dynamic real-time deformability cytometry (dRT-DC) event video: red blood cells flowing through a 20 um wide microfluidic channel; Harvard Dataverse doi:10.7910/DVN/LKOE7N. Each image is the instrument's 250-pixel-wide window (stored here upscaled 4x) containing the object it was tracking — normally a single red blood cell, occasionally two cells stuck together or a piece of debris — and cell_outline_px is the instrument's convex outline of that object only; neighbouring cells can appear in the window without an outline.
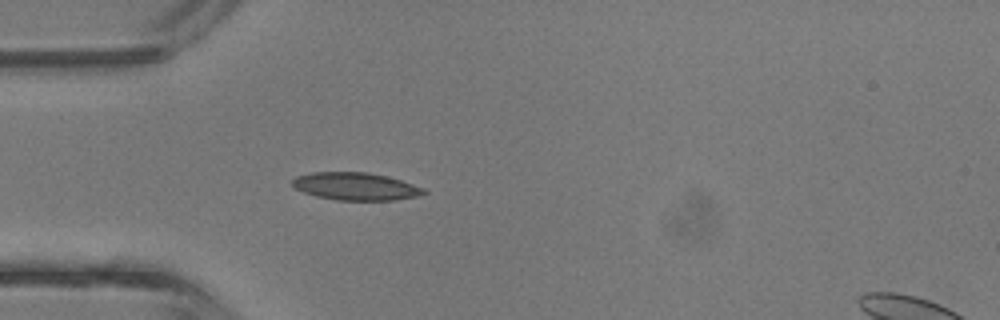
{"species": "common noctule bat (a hibernating species)", "species_latin": "Nyctalus noctula", "temperature_condition": "room temperature", "stored_images_in_passage": 30, "camera_frame_rate_fps": 3000, "um_per_image_px": 0.085, "animal": {"sex": "male", "body_mass_g": 13.3}, "frame": {"image": 1, "passage_image": 1, "time_ms": 0.0, "image_size_px": [1000, 320], "cell_outline_px": [[428, 192], [416, 196], [396, 200], [336, 200], [316, 196], [304, 192], [296, 188], [292, 184], [292, 180], [296, 176], [312, 172], [368, 172], [400, 180], [424, 188]], "centroid_in_image_um": [30.21, 15.84], "position_along_channel_um": 54.8, "area_um2": 20.98}}
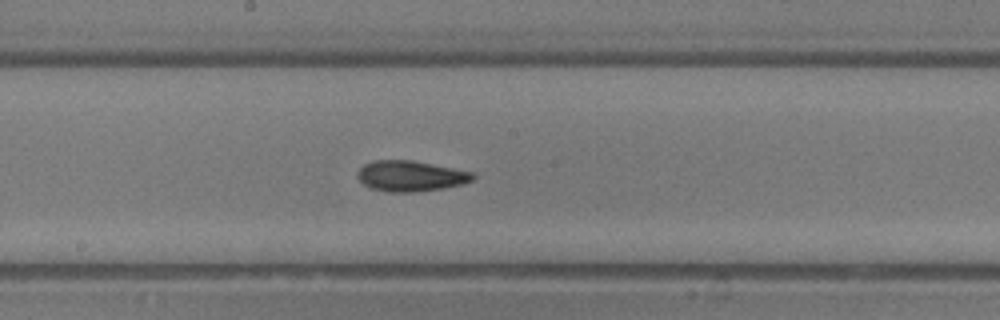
{"frame": {"image": 2, "passage_image": 11, "time_ms": 3.333, "image_size_px": [1000, 320], "cell_outline_px": [[476, 176], [472, 180], [464, 184], [444, 188], [416, 192], [388, 192], [372, 188], [364, 184], [356, 176], [356, 172], [364, 164], [372, 160], [412, 160], [476, 172]], "centroid_in_image_um": [34.93, 14.95], "position_along_channel_um": 213.3, "area_um2": 20.87}}
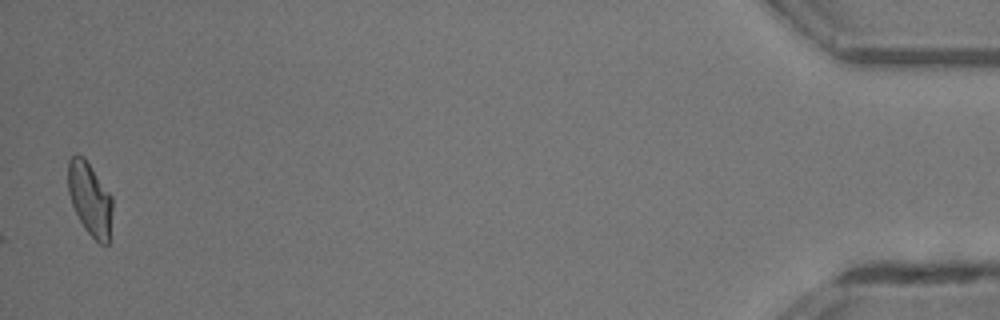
{"frame": {"image": 3, "passage_image": 30, "time_ms": 9.667, "image_size_px": [1000, 320], "cell_outline_px": [[112, 208], [108, 244], [100, 244], [84, 228], [72, 204], [68, 192], [68, 160], [76, 152], [84, 156], [112, 196]], "centroid_in_image_um": [7.63, 16.85], "position_along_channel_um": 427.6, "area_um2": 18.84}, "authors_computed_cell_mechanics": {"area_um2": 19.5653, "velocity_mm_per_s": 4.9082, "shape_relaxation_time_tau1_ms": 6.4365, "shape_relaxation_time_tau2_ms": 2.4443, "deformation_change_tau1": 0.1624, "deformation_change_tau2": 0.0835}}